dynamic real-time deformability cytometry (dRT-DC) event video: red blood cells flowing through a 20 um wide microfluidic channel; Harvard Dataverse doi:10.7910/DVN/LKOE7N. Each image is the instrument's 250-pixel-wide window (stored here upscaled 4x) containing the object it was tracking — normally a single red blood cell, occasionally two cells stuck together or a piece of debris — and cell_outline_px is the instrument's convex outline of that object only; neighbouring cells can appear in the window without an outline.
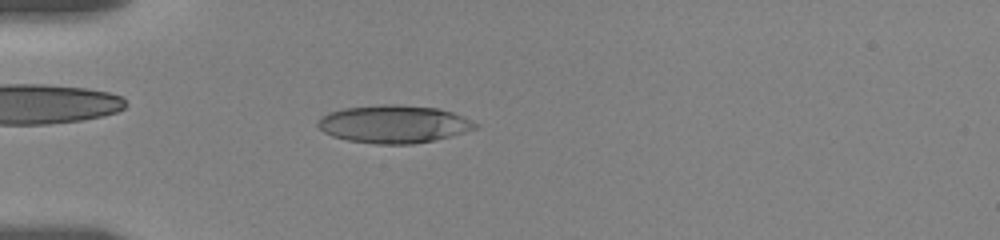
{"species": "human", "species_latin": "Homo sapiens", "temperature_condition": "room temperature", "stored_images_in_passage": 9, "camera_frame_rate_fps": 3000, "um_per_image_px": 0.085, "donor": {"sex": "female"}, "frame": {"image": 1, "passage_image": 7, "time_ms": 5.333, "image_size_px": [1000, 240], "cell_outline_px": [[480, 128], [432, 140], [412, 144], [376, 144], [348, 140], [332, 136], [324, 132], [316, 124], [320, 116], [328, 112], [344, 108], [384, 104], [400, 104], [436, 108], [452, 112], [464, 116], [480, 124]], "centroid_in_image_um": [33.48, 10.54], "position_along_channel_um": 51.5, "area_um2": 34.8}}
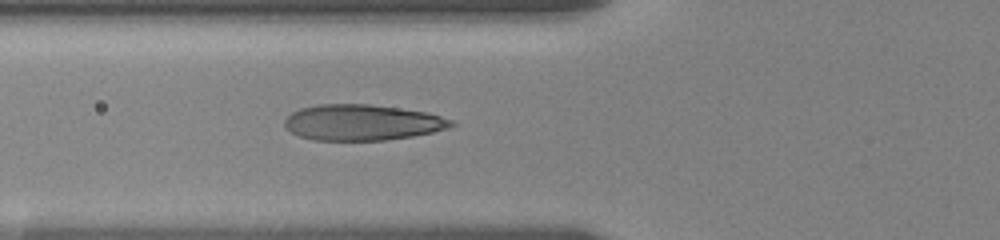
{"frame": {"image": 2, "passage_image": 9, "time_ms": 7.0, "image_size_px": [1000, 240], "cell_outline_px": [[456, 124], [448, 128], [432, 132], [412, 136], [384, 140], [312, 140], [300, 136], [292, 132], [284, 124], [284, 120], [292, 112], [300, 108], [320, 104], [368, 104], [424, 112], [440, 116], [452, 120]], "centroid_in_image_um": [30.77, 10.41], "position_along_channel_um": 95.0, "area_um2": 34.45}}